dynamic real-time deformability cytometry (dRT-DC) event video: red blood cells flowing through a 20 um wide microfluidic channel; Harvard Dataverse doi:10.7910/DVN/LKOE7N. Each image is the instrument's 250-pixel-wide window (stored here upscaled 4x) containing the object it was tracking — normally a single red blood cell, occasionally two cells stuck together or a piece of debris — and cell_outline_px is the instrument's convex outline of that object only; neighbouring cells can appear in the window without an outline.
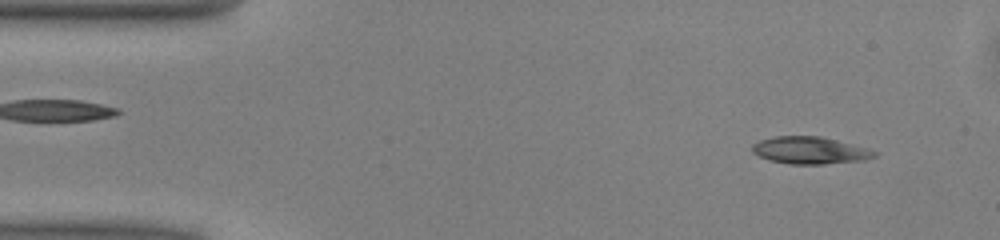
{"species": "common noctule bat (a hibernating species)", "species_latin": "Nyctalus noctula", "temperature_condition": "warm", "stored_images_in_passage": 48, "camera_frame_rate_fps": 3000, "um_per_image_px": 0.085, "animal": {"sex": "male", "body_mass_g": 13.0, "forearm_length_mm": 53.1}, "frame": {"image": 1, "passage_image": 3, "time_ms": 0.667, "image_size_px": [1000, 240], "cell_outline_px": [[880, 152], [876, 156], [864, 160], [824, 164], [788, 164], [772, 160], [760, 156], [752, 152], [752, 144], [760, 140], [776, 136], [820, 136], [868, 148]], "centroid_in_image_um": [68.88, 12.78], "position_along_channel_um": 16.1, "area_um2": 19.31}}
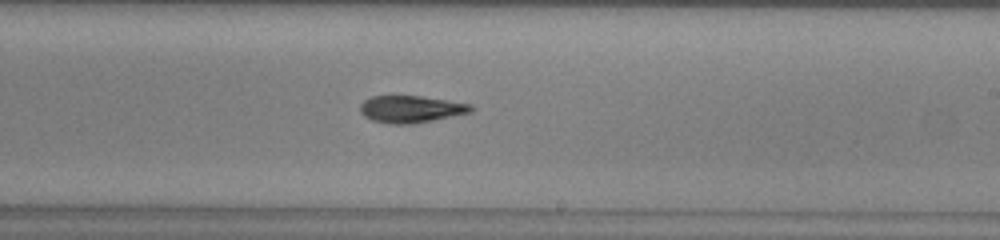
{"frame": {"image": 2, "passage_image": 27, "time_ms": 8.667, "image_size_px": [1000, 240], "cell_outline_px": [[476, 108], [472, 112], [412, 124], [388, 124], [372, 120], [364, 116], [360, 112], [360, 104], [364, 100], [372, 96], [420, 96], [472, 104]], "centroid_in_image_um": [34.93, 9.28], "position_along_channel_um": 254.1, "area_um2": 17.51}}
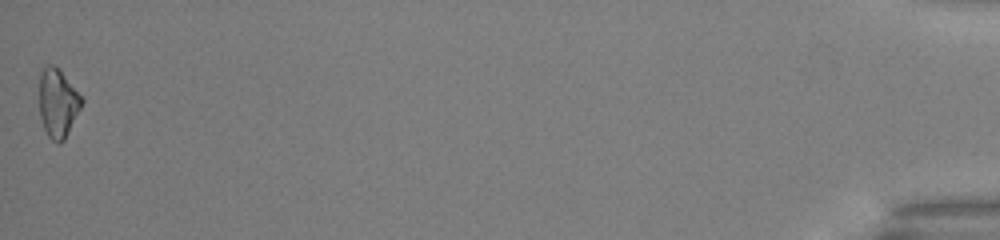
{"frame": {"image": 3, "passage_image": 48, "time_ms": 15.667, "image_size_px": [1000, 240], "cell_outline_px": [[84, 100], [64, 140], [60, 144], [56, 144], [48, 136], [44, 128], [40, 116], [40, 72], [48, 64], [52, 64], [84, 96]], "centroid_in_image_um": [4.93, 8.78], "position_along_channel_um": 430.3, "area_um2": 16.76}, "authors_computed_cell_mechanics": {"area_um2": 17.7446, "velocity_mm_per_s": 4.0704, "shape_relaxation_time_tau1_ms": 4.6513, "shape_relaxation_time_tau2_ms": 8.452, "deformation_change_tau1": 0.1398, "deformation_change_tau2": 0.1996}}